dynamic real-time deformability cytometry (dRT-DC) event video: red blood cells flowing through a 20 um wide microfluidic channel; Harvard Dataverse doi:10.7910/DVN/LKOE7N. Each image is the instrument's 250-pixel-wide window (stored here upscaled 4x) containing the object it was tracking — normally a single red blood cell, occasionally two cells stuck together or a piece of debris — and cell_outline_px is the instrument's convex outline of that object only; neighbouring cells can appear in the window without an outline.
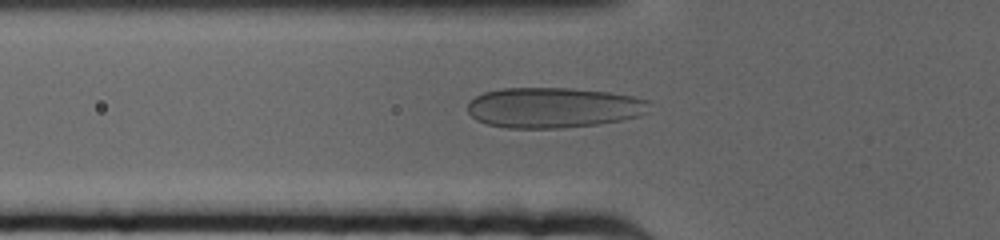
{"species": "human", "species_latin": "Homo sapiens", "temperature_condition": "cold", "stored_images_in_passage": 50, "camera_frame_rate_fps": 3000, "um_per_image_px": 0.085, "donor": {"sex": "female"}, "frame": {"image": 1, "passage_image": 8, "time_ms": 2.333, "image_size_px": [1000, 240], "cell_outline_px": [[648, 112], [640, 116], [600, 124], [564, 128], [508, 128], [488, 124], [476, 120], [468, 112], [468, 100], [484, 92], [500, 88], [572, 88], [608, 92], [632, 96], [648, 100]], "centroid_in_image_um": [47.02, 9.15], "position_along_channel_um": 78.8, "area_um2": 43.0}}
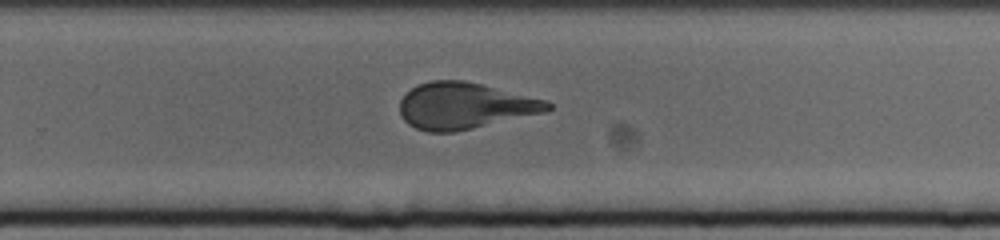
{"frame": {"image": 2, "passage_image": 28, "time_ms": 9.0, "image_size_px": [1000, 240], "cell_outline_px": [[552, 108], [544, 112], [472, 128], [452, 132], [428, 132], [416, 128], [408, 124], [404, 120], [400, 112], [400, 100], [412, 88], [420, 84], [432, 80], [464, 80], [548, 100], [552, 104]], "centroid_in_image_um": [39.49, 8.99], "position_along_channel_um": 290.3, "area_um2": 39.59}}
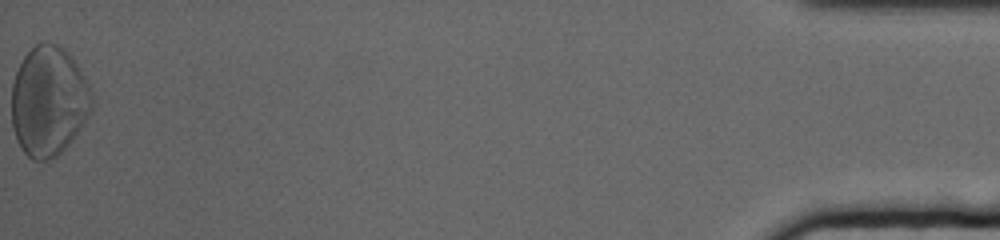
{"frame": {"image": 3, "passage_image": 50, "time_ms": 16.333, "image_size_px": [1000, 240], "cell_outline_px": [[92, 108], [88, 116], [80, 128], [68, 144], [52, 160], [32, 160], [20, 148], [16, 140], [12, 124], [12, 84], [16, 72], [24, 56], [40, 40], [48, 40], [64, 48], [72, 56], [88, 84], [92, 92]], "centroid_in_image_um": [4.12, 8.58], "position_along_channel_um": 431.1, "area_um2": 51.56}}